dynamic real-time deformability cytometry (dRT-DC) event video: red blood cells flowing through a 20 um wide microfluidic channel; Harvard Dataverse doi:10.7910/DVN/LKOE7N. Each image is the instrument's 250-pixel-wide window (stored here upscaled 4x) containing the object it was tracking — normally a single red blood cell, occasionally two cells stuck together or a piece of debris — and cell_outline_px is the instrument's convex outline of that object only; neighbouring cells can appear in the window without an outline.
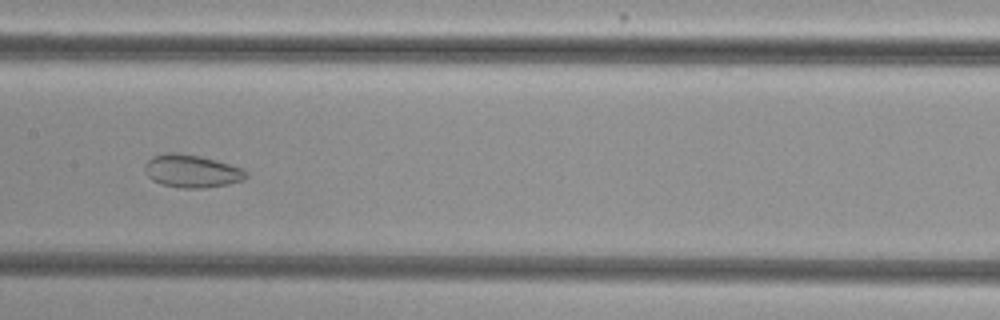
{"species": "common noctule bat (a hibernating species)", "species_latin": "Nyctalus noctula", "temperature_condition": "cold", "stored_images_in_passage": 35, "camera_frame_rate_fps": 3000, "um_per_image_px": 0.085, "animal": {"sex": "female", "body_mass_g": 29.2, "forearm_length_mm": 56.3}, "frame": {"image": 1, "passage_image": 12, "time_ms": 3.667, "image_size_px": [1000, 320], "cell_outline_px": [[248, 176], [244, 180], [228, 184], [200, 188], [184, 188], [160, 184], [152, 180], [148, 176], [144, 168], [144, 164], [152, 156], [168, 152], [180, 152], [200, 156], [216, 160], [244, 168], [248, 172]], "centroid_in_image_um": [16.31, 14.53], "position_along_channel_um": 191.1, "area_um2": 19.59}}
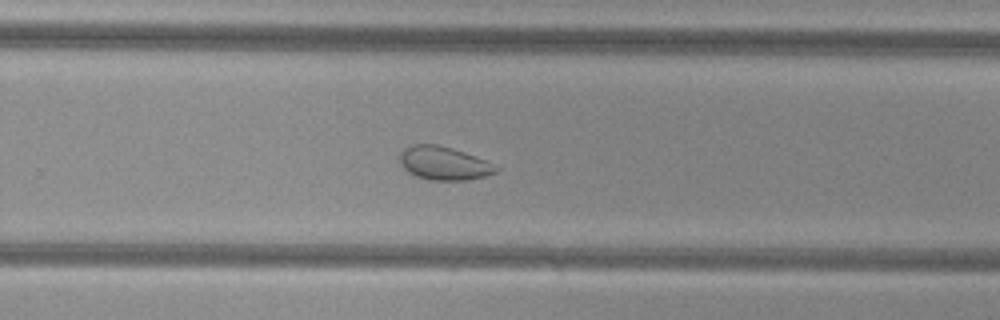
{"frame": {"image": 2, "passage_image": 20, "time_ms": 6.333, "image_size_px": [1000, 320], "cell_outline_px": [[500, 168], [496, 172], [484, 176], [468, 180], [428, 180], [416, 176], [408, 172], [400, 164], [400, 152], [404, 148], [412, 144], [436, 144], [452, 148], [464, 152], [484, 160]], "centroid_in_image_um": [37.69, 13.88], "position_along_channel_um": 292.1, "area_um2": 18.67}}
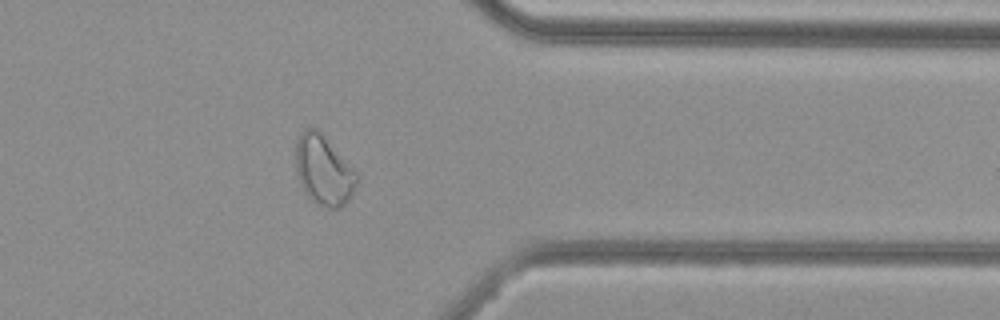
{"frame": {"image": 3, "passage_image": 28, "time_ms": 9.0, "image_size_px": [1000, 320], "cell_outline_px": [[356, 184], [348, 200], [340, 208], [328, 208], [316, 204], [304, 192], [300, 184], [296, 172], [296, 140], [300, 132], [304, 128], [316, 128], [320, 132], [356, 172]], "centroid_in_image_um": [27.46, 14.48], "position_along_channel_um": 383.9, "area_um2": 24.45}}